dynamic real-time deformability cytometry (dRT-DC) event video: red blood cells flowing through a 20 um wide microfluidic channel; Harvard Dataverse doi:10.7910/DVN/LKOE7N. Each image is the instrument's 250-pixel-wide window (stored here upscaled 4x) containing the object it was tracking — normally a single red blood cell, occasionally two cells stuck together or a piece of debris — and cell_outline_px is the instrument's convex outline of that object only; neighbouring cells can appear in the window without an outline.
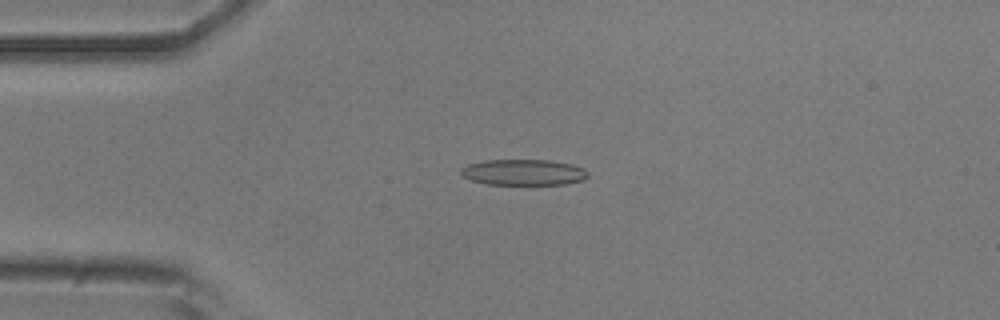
{"species": "common noctule bat (a hibernating species)", "species_latin": "Nyctalus noctula", "temperature_condition": "room temperature", "stored_images_in_passage": 53, "camera_frame_rate_fps": 3000, "um_per_image_px": 0.085, "animal": {"sex": "male", "body_mass_g": 20.5, "forearm_length_mm": 52.5}, "frame": {"image": 1, "passage_image": 13, "time_ms": 4.0, "image_size_px": [1000, 320], "cell_outline_px": [[588, 176], [584, 180], [564, 184], [488, 184], [472, 180], [464, 176], [460, 172], [460, 168], [468, 164], [484, 160], [548, 160], [572, 164], [584, 168], [588, 172]], "centroid_in_image_um": [44.52, 14.64], "position_along_channel_um": 40.5, "area_um2": 19.13}}
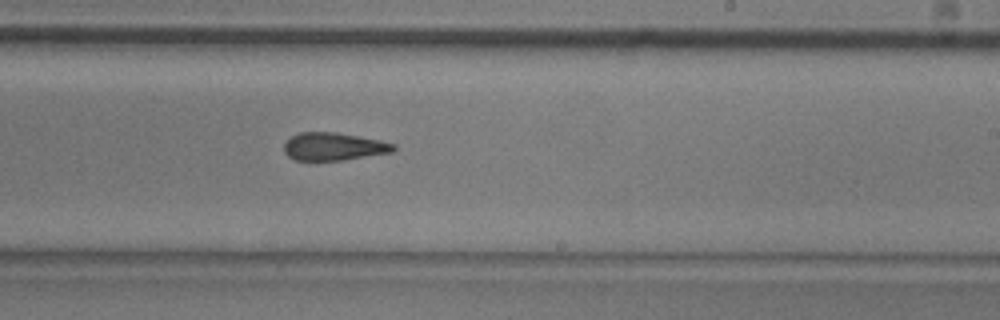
{"frame": {"image": 2, "passage_image": 32, "time_ms": 10.333, "image_size_px": [1000, 320], "cell_outline_px": [[396, 148], [392, 152], [344, 160], [296, 160], [288, 156], [284, 152], [284, 144], [292, 136], [300, 132], [336, 132], [380, 140], [396, 144]], "centroid_in_image_um": [28.38, 12.45], "position_along_channel_um": 260.6, "area_um2": 17.69}}
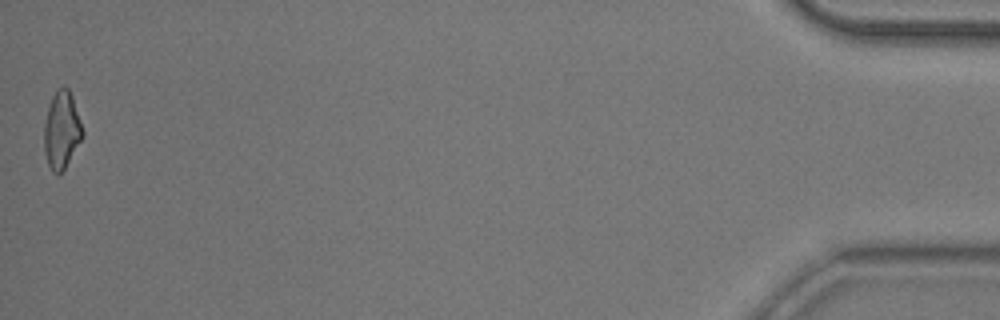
{"frame": {"image": 3, "passage_image": 53, "time_ms": 17.333, "image_size_px": [1000, 320], "cell_outline_px": [[84, 136], [64, 168], [60, 172], [52, 172], [48, 164], [44, 152], [44, 124], [48, 108], [52, 96], [64, 84], [68, 88], [72, 96], [84, 132]], "centroid_in_image_um": [5.24, 11.04], "position_along_channel_um": 430.0, "area_um2": 17.11}, "authors_computed_cell_mechanics": {"area_um2": 18.6116, "velocity_mm_per_s": 3.8122, "shape_relaxation_time_tau1_ms": 9.6373, "shape_relaxation_time_tau2_ms": 4.9825, "deformation_change_tau1": 0.2241, "deformation_change_tau2": 0.1659}}